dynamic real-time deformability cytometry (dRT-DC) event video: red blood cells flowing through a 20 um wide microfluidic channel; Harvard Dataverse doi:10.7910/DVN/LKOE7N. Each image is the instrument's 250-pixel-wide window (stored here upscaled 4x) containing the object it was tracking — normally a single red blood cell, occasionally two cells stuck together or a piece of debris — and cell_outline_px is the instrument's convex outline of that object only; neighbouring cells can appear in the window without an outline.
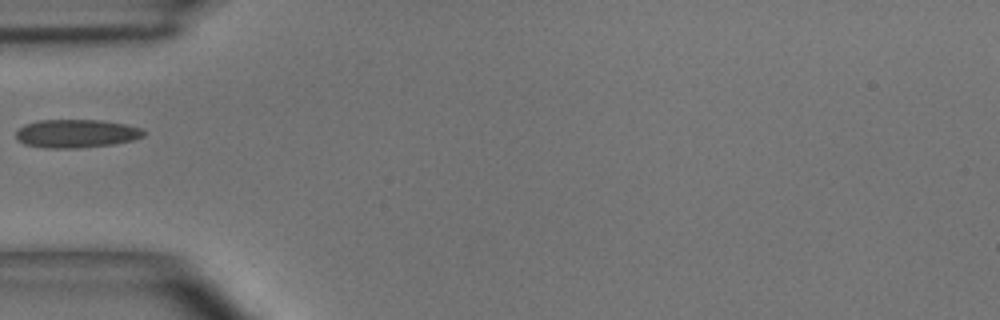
{"species": "common noctule bat (a hibernating species)", "species_latin": "Nyctalus noctula", "temperature_condition": "room temperature", "stored_images_in_passage": 22, "camera_frame_rate_fps": 3000, "um_per_image_px": 0.085, "animal": {"sex": "male", "body_mass_g": 15.6}, "frame": {"image": 1, "passage_image": 1, "time_ms": 0.0, "image_size_px": [1000, 320], "cell_outline_px": [[144, 136], [132, 140], [112, 144], [76, 148], [44, 148], [24, 144], [16, 136], [16, 132], [24, 124], [40, 120], [100, 120], [128, 124], [144, 128]], "centroid_in_image_um": [6.51, 11.34], "position_along_channel_um": 78.5, "area_um2": 21.1}}